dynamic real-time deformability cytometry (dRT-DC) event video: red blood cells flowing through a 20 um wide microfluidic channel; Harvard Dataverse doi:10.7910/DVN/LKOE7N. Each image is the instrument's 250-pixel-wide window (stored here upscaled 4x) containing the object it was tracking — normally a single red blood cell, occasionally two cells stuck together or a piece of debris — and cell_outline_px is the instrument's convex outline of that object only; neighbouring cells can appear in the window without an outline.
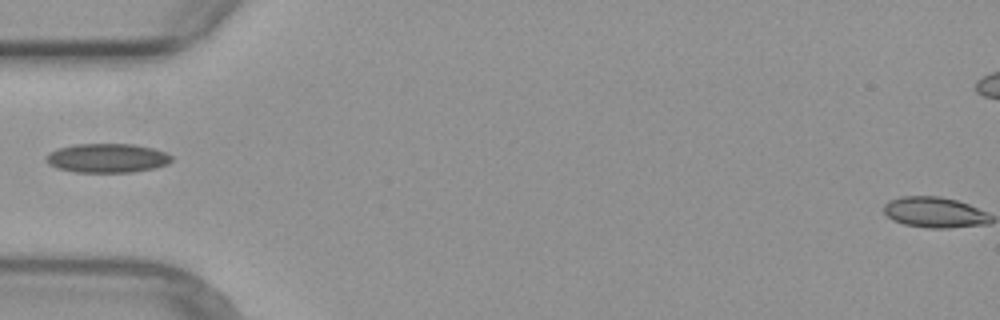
{"species": "common noctule bat (a hibernating species)", "species_latin": "Nyctalus noctula", "temperature_condition": "warm", "stored_images_in_passage": 2, "camera_frame_rate_fps": 3000, "um_per_image_px": 0.085, "animal": {"sex": "female", "body_mass_g": 29.2, "forearm_length_mm": 56.3}, "frame": {"image": 1, "passage_image": 1, "time_ms": 0.0, "image_size_px": [1000, 320], "cell_outline_px": [[172, 160], [168, 164], [156, 168], [132, 172], [76, 172], [56, 168], [48, 164], [44, 160], [44, 156], [60, 148], [72, 144], [132, 144], [152, 148], [164, 152], [172, 156]], "centroid_in_image_um": [9.1, 13.44], "position_along_channel_um": 75.9, "area_um2": 21.33}}
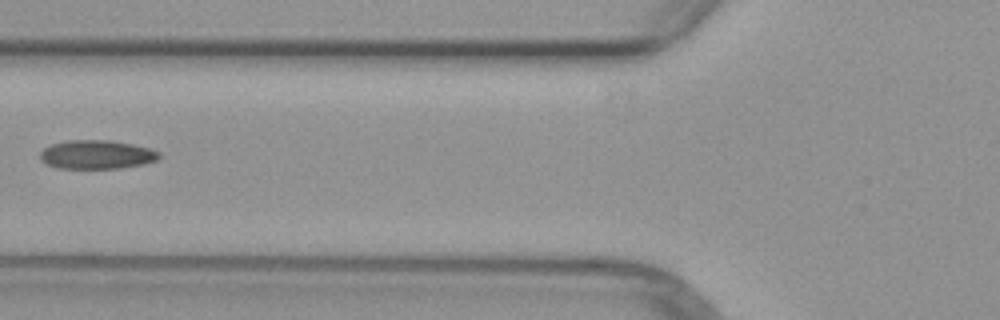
{"frame": {"image": 2, "passage_image": 2, "time_ms": 1.0, "image_size_px": [1000, 320], "cell_outline_px": [[160, 156], [156, 160], [144, 164], [120, 168], [56, 168], [44, 164], [40, 160], [40, 152], [44, 148], [52, 144], [68, 140], [108, 140], [132, 144], [148, 148], [160, 152]], "centroid_in_image_um": [8.18, 13.14], "position_along_channel_um": 117.6, "area_um2": 20.0}}